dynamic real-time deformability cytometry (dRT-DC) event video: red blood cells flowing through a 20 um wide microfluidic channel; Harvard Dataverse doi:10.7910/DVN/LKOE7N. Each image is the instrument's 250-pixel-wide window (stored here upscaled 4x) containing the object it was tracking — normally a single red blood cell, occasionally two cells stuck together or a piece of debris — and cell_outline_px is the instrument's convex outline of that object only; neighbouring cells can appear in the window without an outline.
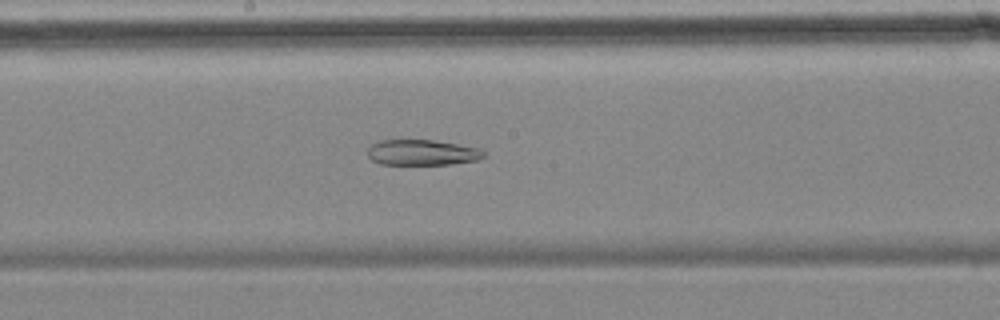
{"species": "common noctule bat (a hibernating species)", "species_latin": "Nyctalus noctula", "temperature_condition": "cold", "stored_images_in_passage": 51, "segment_of_instrument_passage": [2, 2], "camera_frame_rate_fps": 3000, "um_per_image_px": 0.085, "animal": {"sex": "female", "body_mass_g": 18.4}, "frame": {"image": 1, "passage_image": 24, "time_ms": 7.667, "image_size_px": [1000, 320], "cell_outline_px": [[484, 156], [476, 160], [452, 164], [380, 164], [372, 160], [368, 156], [368, 148], [372, 144], [380, 140], [432, 140], [456, 144], [476, 148], [484, 152]], "centroid_in_image_um": [35.83, 12.96], "position_along_channel_um": 212.4, "area_um2": 17.05}}
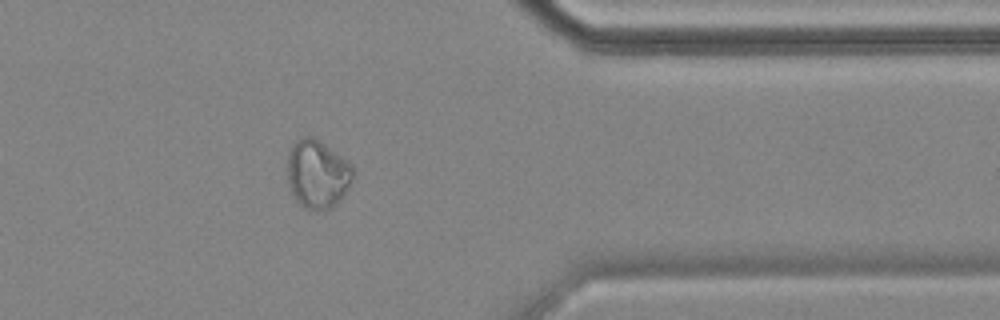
{"frame": {"image": 2, "passage_image": 40, "time_ms": 13.0, "image_size_px": [1000, 320], "cell_outline_px": [[352, 180], [340, 200], [332, 208], [324, 212], [316, 212], [300, 204], [296, 200], [288, 184], [288, 152], [292, 144], [300, 136], [312, 136], [320, 140], [352, 164]], "centroid_in_image_um": [26.97, 14.79], "position_along_channel_um": 384.4, "area_um2": 26.36}}
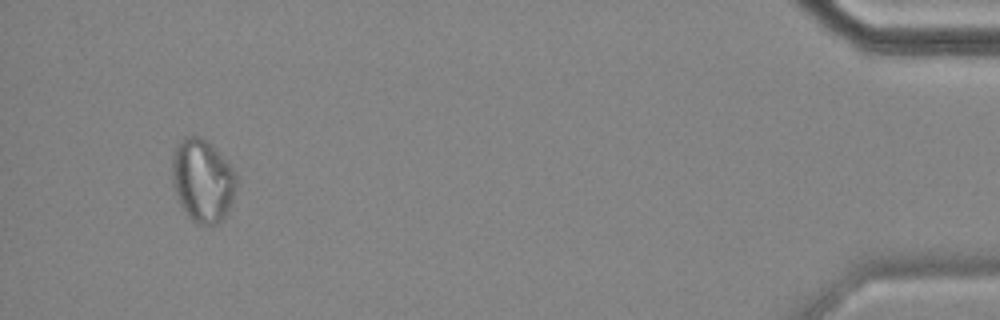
{"frame": {"image": 3, "passage_image": 48, "time_ms": 15.667, "image_size_px": [1000, 320], "cell_outline_px": [[236, 188], [228, 212], [216, 224], [196, 224], [184, 212], [176, 196], [172, 184], [172, 156], [180, 140], [184, 136], [200, 136], [212, 144], [216, 148], [232, 168], [236, 176]], "centroid_in_image_um": [17.2, 15.34], "position_along_channel_um": 418.0, "area_um2": 31.15}}